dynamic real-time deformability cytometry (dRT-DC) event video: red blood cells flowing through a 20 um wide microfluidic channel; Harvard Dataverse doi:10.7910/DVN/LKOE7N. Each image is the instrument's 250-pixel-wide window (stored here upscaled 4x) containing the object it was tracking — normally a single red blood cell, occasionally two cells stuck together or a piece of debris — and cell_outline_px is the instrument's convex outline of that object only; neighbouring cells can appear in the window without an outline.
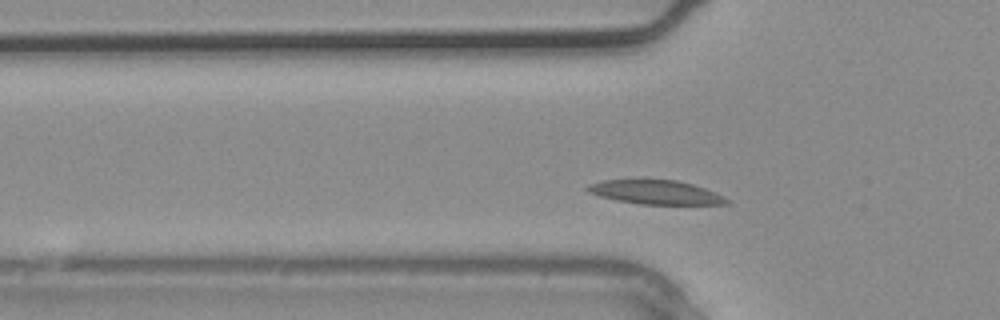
{"species": "common noctule bat (a hibernating species)", "species_latin": "Nyctalus noctula", "temperature_condition": "warm", "stored_images_in_passage": 2, "camera_frame_rate_fps": 3000, "um_per_image_px": 0.085, "animal": {"sex": "male", "body_mass_g": 20.4}, "frame": {"image": 1, "passage_image": 2, "time_ms": 0.333, "image_size_px": [1000, 320], "cell_outline_px": [[732, 200], [728, 204], [640, 204], [616, 200], [600, 196], [588, 192], [584, 188], [588, 184], [604, 180], [636, 176], [644, 176], [676, 180], [692, 184], [704, 188], [724, 196]], "centroid_in_image_um": [55.66, 16.28], "position_along_channel_um": 70.1, "area_um2": 20.52}}